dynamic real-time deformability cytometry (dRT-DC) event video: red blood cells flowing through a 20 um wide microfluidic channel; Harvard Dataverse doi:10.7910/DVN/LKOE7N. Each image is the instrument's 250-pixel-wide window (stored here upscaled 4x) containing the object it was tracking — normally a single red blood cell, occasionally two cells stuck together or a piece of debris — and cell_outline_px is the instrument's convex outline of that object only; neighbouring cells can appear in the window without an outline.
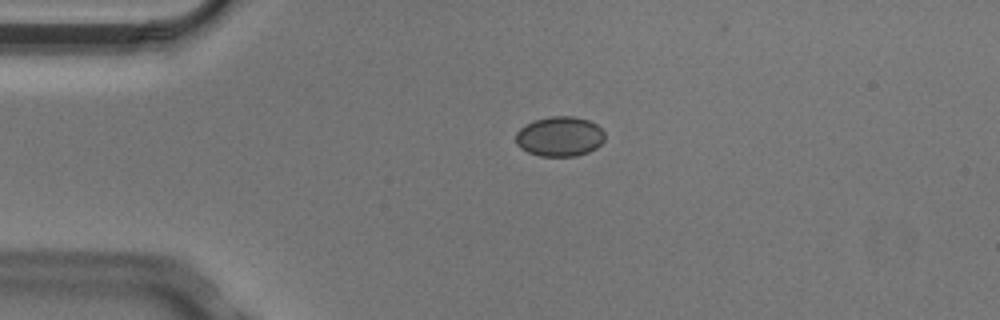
{"species": "Egyptian fruit bat (a non-hibernating species)", "species_latin": "Rousettus aegyptiacus", "temperature_condition": "cold", "stored_images_in_passage": 5, "camera_frame_rate_fps": 3000, "um_per_image_px": 0.085, "animal": {"sex": "male"}, "frame": {"image": 1, "passage_image": 4, "time_ms": 1.0, "image_size_px": [1000, 320], "cell_outline_px": [[604, 140], [596, 148], [588, 152], [576, 156], [540, 156], [528, 152], [520, 148], [516, 144], [516, 132], [520, 128], [536, 120], [548, 116], [572, 116], [588, 120], [596, 124], [604, 132]], "centroid_in_image_um": [47.57, 11.6], "position_along_channel_um": 37.4, "area_um2": 20.63}}